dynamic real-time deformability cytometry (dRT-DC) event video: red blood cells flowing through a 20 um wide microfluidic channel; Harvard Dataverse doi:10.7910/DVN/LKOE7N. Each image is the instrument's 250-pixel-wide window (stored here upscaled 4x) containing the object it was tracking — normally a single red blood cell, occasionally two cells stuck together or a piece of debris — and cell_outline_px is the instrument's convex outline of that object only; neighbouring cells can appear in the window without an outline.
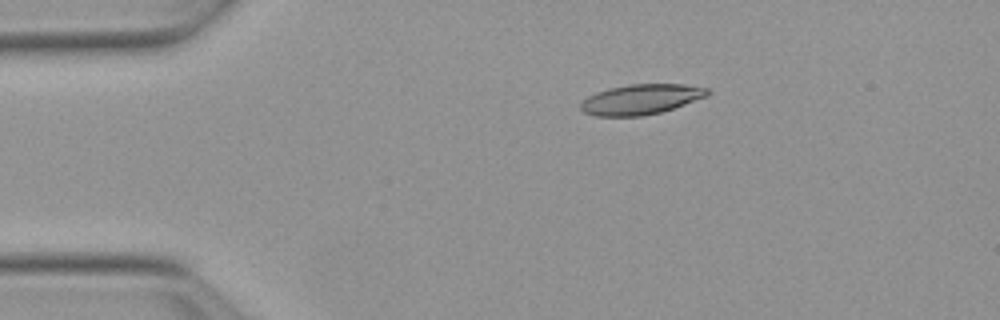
{"species": "Egyptian fruit bat (a non-hibernating species)", "species_latin": "Rousettus aegyptiacus", "temperature_condition": "warm", "stored_images_in_passage": 53, "camera_frame_rate_fps": 3000, "um_per_image_px": 0.085, "animal": {"sex": "female"}, "frame": {"image": 1, "passage_image": 10, "time_ms": 3.0, "image_size_px": [1000, 320], "cell_outline_px": [[712, 92], [708, 96], [660, 112], [644, 116], [596, 116], [584, 112], [580, 108], [580, 104], [588, 96], [596, 92], [608, 88], [628, 84], [684, 84], [708, 88]], "centroid_in_image_um": [54.49, 8.43], "position_along_channel_um": 30.5, "area_um2": 22.31}}
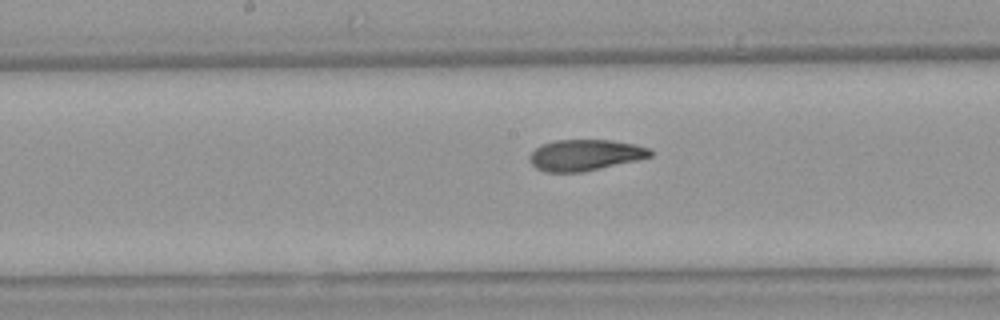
{"frame": {"image": 2, "passage_image": 27, "time_ms": 8.667, "image_size_px": [1000, 320], "cell_outline_px": [[652, 156], [636, 160], [584, 172], [544, 172], [536, 168], [528, 160], [528, 156], [540, 144], [552, 140], [612, 140], [636, 144], [648, 148], [652, 152]], "centroid_in_image_um": [49.69, 13.17], "position_along_channel_um": 198.5, "area_um2": 22.02}}
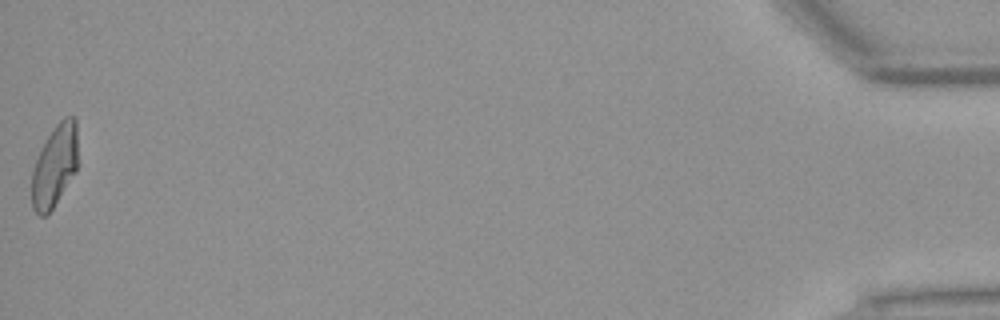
{"frame": {"image": 3, "passage_image": 53, "time_ms": 17.333, "image_size_px": [1000, 320], "cell_outline_px": [[76, 172], [52, 208], [44, 216], [40, 216], [32, 208], [32, 172], [40, 148], [56, 124], [64, 116], [76, 116]], "centroid_in_image_um": [4.63, 14.08], "position_along_channel_um": 430.6, "area_um2": 21.73}, "authors_computed_cell_mechanics": {"area_um2": 22.4264, "velocity_mm_per_s": 3.8517, "shape_relaxation_time_tau1_ms": 6.6769, "shape_relaxation_time_tau2_ms": 1.4101, "deformation_change_tau1": 0.2171, "deformation_change_tau2": 0.0737}}